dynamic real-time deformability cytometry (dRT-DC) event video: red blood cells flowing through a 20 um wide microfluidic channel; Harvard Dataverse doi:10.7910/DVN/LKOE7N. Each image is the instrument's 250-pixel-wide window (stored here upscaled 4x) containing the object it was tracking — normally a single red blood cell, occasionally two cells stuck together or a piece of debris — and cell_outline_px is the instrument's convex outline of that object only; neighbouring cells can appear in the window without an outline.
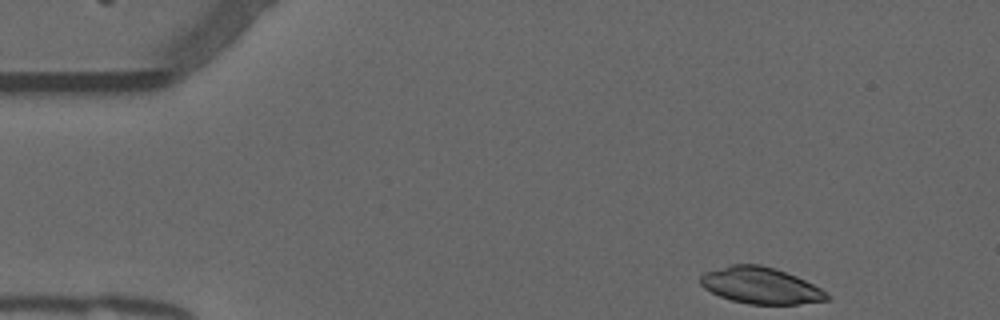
{"species": "common noctule bat (a hibernating species)", "species_latin": "Nyctalus noctula", "temperature_condition": "warm", "stored_images_in_passage": 48, "camera_frame_rate_fps": 3000, "um_per_image_px": 0.085, "animal": {"sex": "male", "forearm_length_mm": 52.5}, "frame": {"image": 1, "passage_image": 1, "time_ms": 0.0, "image_size_px": [1000, 320], "cell_outline_px": [[832, 296], [828, 300], [796, 304], [748, 304], [732, 300], [720, 296], [704, 288], [700, 284], [700, 276], [704, 272], [732, 264], [760, 264], [776, 268], [796, 276], [820, 288]], "centroid_in_image_um": [64.65, 24.26], "position_along_channel_um": 20.3, "area_um2": 26.82}}
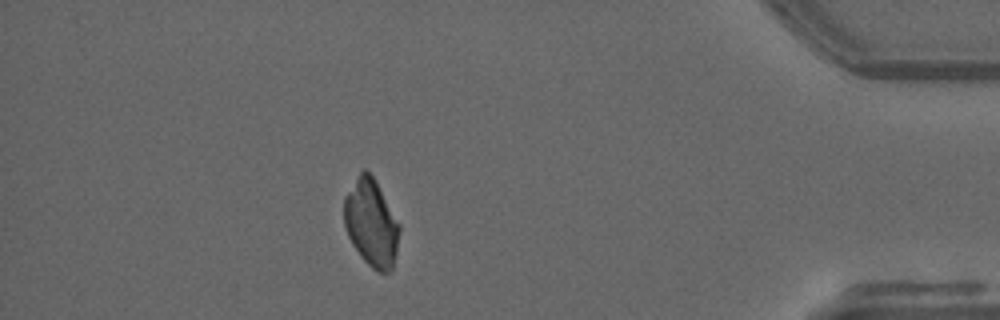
{"frame": {"image": 2, "passage_image": 42, "time_ms": 13.667, "image_size_px": [1000, 320], "cell_outline_px": [[400, 232], [396, 252], [392, 268], [388, 272], [376, 272], [364, 260], [352, 244], [348, 236], [344, 224], [344, 196], [360, 172], [364, 168], [376, 180], [400, 224]], "centroid_in_image_um": [31.56, 18.95], "position_along_channel_um": 403.6, "area_um2": 28.09}}